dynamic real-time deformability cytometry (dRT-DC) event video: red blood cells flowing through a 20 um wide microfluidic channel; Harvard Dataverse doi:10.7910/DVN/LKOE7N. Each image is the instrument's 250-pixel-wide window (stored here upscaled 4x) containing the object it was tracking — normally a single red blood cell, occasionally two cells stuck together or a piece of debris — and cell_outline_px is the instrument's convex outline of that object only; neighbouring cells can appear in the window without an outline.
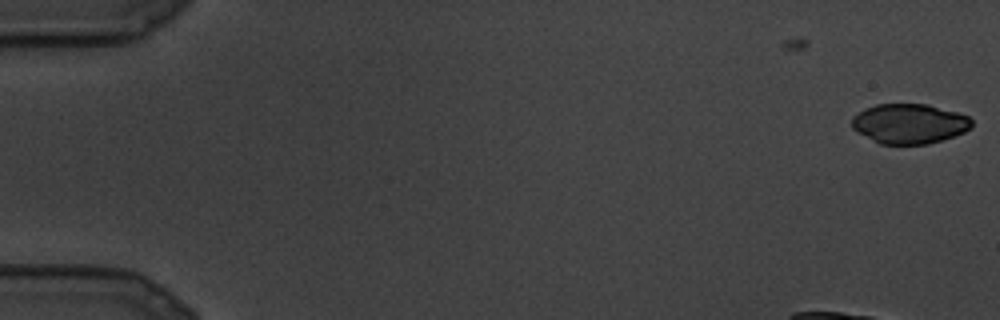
{"species": "common noctule bat (a hibernating species)", "species_latin": "Nyctalus noctula", "temperature_condition": "cold", "stored_images_in_passage": 9, "camera_frame_rate_fps": 3000, "um_per_image_px": 0.085, "animal": {"sex": "male", "body_mass_g": 19.5, "forearm_length_mm": 54.6}, "frame": {"image": 1, "passage_image": 1, "time_ms": 0.0, "image_size_px": [1000, 320], "cell_outline_px": [[972, 128], [964, 132], [928, 144], [880, 144], [856, 132], [852, 128], [852, 116], [864, 108], [876, 104], [928, 104], [956, 112], [968, 116], [972, 120]], "centroid_in_image_um": [77.26, 10.51], "position_along_channel_um": 7.7, "area_um2": 27.92}}